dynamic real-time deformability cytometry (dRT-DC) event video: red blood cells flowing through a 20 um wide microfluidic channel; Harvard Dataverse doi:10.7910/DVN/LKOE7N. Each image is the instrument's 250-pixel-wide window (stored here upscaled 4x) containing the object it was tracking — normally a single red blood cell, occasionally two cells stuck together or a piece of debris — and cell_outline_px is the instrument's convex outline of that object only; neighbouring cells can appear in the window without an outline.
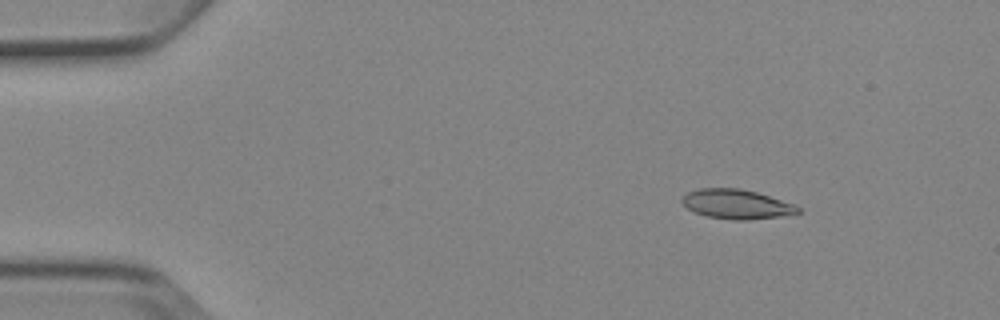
{"species": "Egyptian fruit bat (a non-hibernating species)", "species_latin": "Rousettus aegyptiacus", "temperature_condition": "cold", "stored_images_in_passage": 5, "camera_frame_rate_fps": 3000, "um_per_image_px": 0.085, "animal": {"sex": "female"}, "frame": {"image": 1, "passage_image": 3, "time_ms": 2.333, "image_size_px": [1000, 320], "cell_outline_px": [[800, 212], [780, 216], [748, 220], [732, 220], [708, 216], [692, 212], [680, 200], [688, 192], [700, 188], [740, 188], [756, 192], [792, 204], [800, 208]], "centroid_in_image_um": [62.56, 17.35], "position_along_channel_um": 22.4, "area_um2": 19.65}}